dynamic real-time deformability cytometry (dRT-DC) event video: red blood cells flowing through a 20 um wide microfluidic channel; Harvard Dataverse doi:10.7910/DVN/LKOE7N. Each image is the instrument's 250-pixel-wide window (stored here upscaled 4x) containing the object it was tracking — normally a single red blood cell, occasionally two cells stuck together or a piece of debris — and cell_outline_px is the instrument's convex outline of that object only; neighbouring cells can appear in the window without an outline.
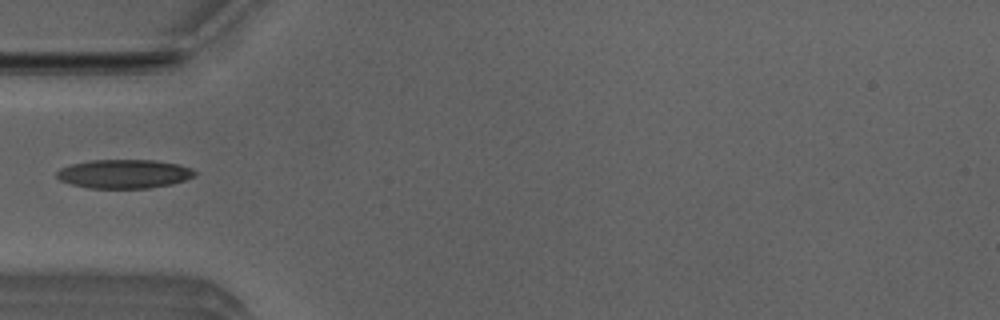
{"species": "Egyptian fruit bat (a non-hibernating species)", "species_latin": "Rousettus aegyptiacus", "temperature_condition": "room temperature", "stored_images_in_passage": 5, "camera_frame_rate_fps": 3000, "um_per_image_px": 0.085, "animal": {"sex": "male"}, "frame": {"image": 1, "passage_image": 5, "time_ms": 1.333, "image_size_px": [1000, 320], "cell_outline_px": [[196, 176], [172, 184], [148, 188], [88, 188], [72, 184], [60, 180], [56, 176], [56, 172], [60, 168], [72, 164], [92, 160], [156, 160], [180, 164], [192, 168], [196, 172]], "centroid_in_image_um": [10.58, 14.77], "position_along_channel_um": 74.4, "area_um2": 23.29}}